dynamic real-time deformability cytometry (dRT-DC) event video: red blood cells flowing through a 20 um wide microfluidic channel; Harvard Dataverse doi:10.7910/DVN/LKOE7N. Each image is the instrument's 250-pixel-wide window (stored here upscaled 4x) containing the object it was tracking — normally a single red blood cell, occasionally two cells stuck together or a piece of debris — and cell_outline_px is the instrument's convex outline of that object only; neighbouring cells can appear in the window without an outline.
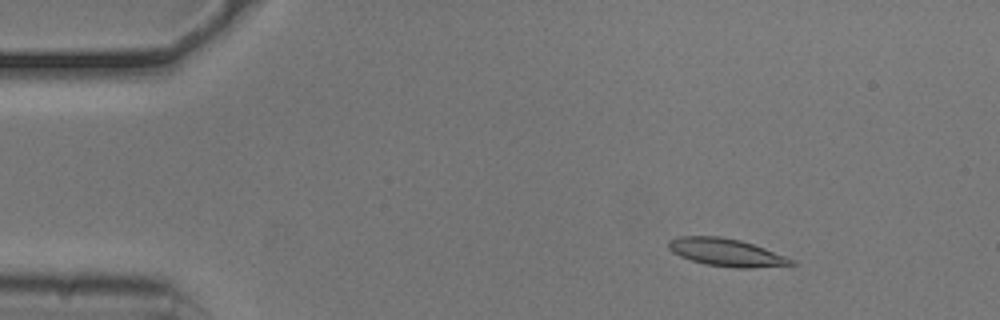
{"species": "common noctule bat (a hibernating species)", "species_latin": "Nyctalus noctula", "temperature_condition": "cold", "stored_images_in_passage": 53, "camera_frame_rate_fps": 3000, "um_per_image_px": 0.085, "animal": {"sex": "male", "body_mass_g": 20.5, "forearm_length_mm": 52.5}, "frame": {"image": 1, "passage_image": 7, "time_ms": 2.0, "image_size_px": [1000, 320], "cell_outline_px": [[796, 264], [752, 268], [736, 268], [704, 264], [680, 256], [672, 252], [668, 248], [668, 240], [680, 236], [720, 236], [740, 240], [764, 248], [796, 260]], "centroid_in_image_um": [61.73, 21.45], "position_along_channel_um": 23.3, "area_um2": 19.77}}
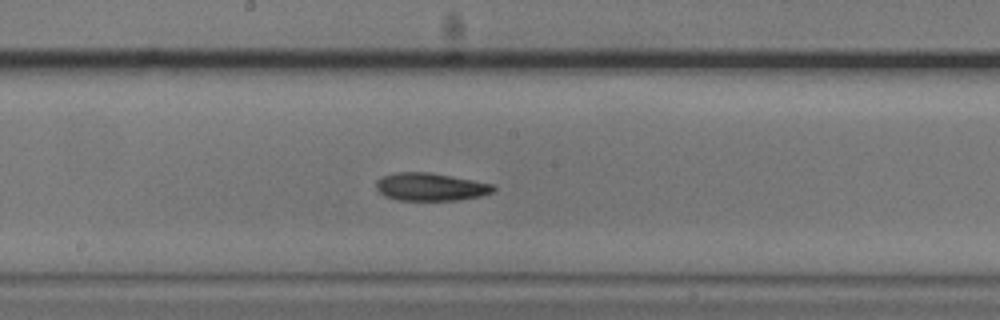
{"frame": {"image": 2, "passage_image": 28, "time_ms": 9.0, "image_size_px": [1000, 320], "cell_outline_px": [[496, 192], [480, 196], [460, 200], [396, 200], [384, 196], [376, 188], [376, 180], [384, 176], [396, 172], [428, 172], [496, 184]], "centroid_in_image_um": [36.64, 15.89], "position_along_channel_um": 211.6, "area_um2": 19.19}}
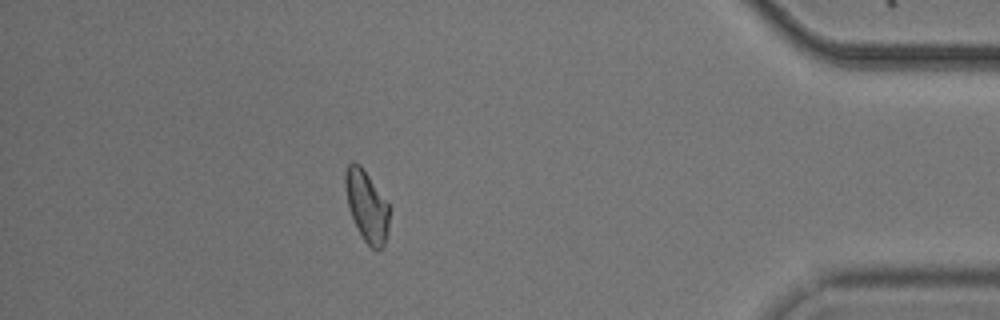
{"frame": {"image": 3, "passage_image": 47, "time_ms": 15.333, "image_size_px": [1000, 320], "cell_outline_px": [[392, 208], [388, 228], [384, 244], [376, 252], [364, 240], [356, 228], [348, 208], [344, 188], [344, 172], [348, 164], [352, 160], [360, 164]], "centroid_in_image_um": [31.16, 17.49], "position_along_channel_um": 404.0, "area_um2": 18.73}, "authors_computed_cell_mechanics": {"area_um2": 18.785, "velocity_mm_per_s": 3.7471, "shape_relaxation_time_tau1_ms": null, "shape_relaxation_time_tau2_ms": 5.7759, "deformation_change_tau1": null, "deformation_change_tau2": 0.1284}}